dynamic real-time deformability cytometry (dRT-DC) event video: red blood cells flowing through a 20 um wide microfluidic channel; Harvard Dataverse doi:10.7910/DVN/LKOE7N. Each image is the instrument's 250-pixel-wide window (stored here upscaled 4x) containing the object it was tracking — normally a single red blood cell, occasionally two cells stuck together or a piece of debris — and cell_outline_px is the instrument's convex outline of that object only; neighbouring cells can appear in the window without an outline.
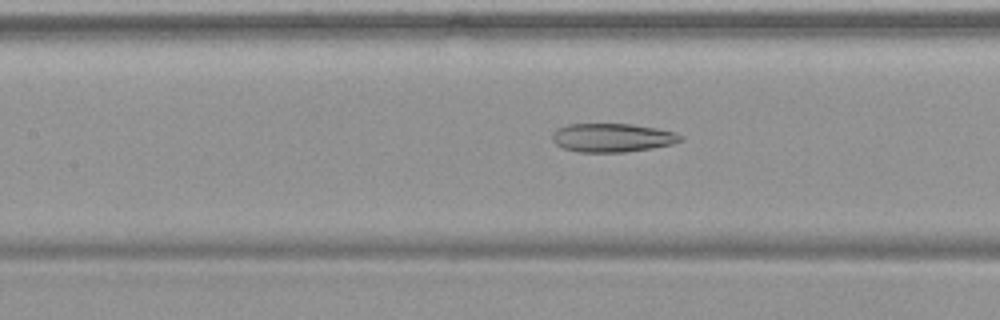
{"species": "common noctule bat (a hibernating species)", "species_latin": "Nyctalus noctula", "temperature_condition": "warm", "stored_images_in_passage": 54, "camera_frame_rate_fps": 3000, "um_per_image_px": 0.085, "animal": {"sex": "female", "body_mass_g": 19.9}, "frame": {"image": 1, "passage_image": 25, "time_ms": 8.0, "image_size_px": [1000, 320], "cell_outline_px": [[684, 140], [672, 144], [652, 148], [624, 152], [580, 152], [564, 148], [556, 144], [552, 140], [552, 132], [556, 128], [568, 124], [632, 124], [656, 128], [676, 132], [684, 136]], "centroid_in_image_um": [52.06, 11.7], "position_along_channel_um": 155.3, "area_um2": 21.56}}
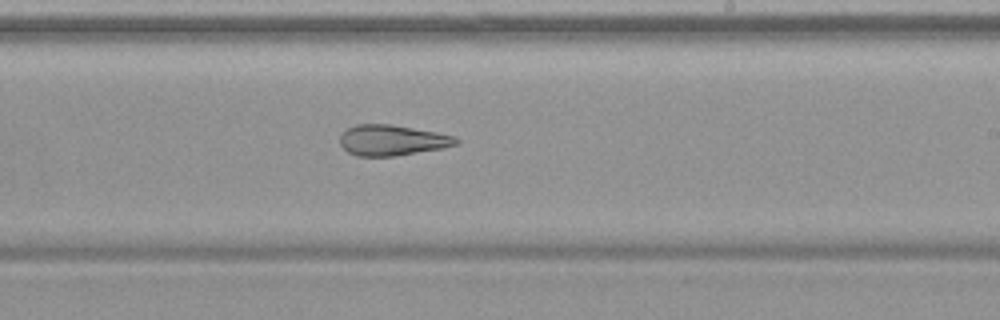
{"frame": {"image": 2, "passage_image": 33, "time_ms": 10.667, "image_size_px": [1000, 320], "cell_outline_px": [[460, 144], [444, 148], [396, 156], [356, 156], [348, 152], [340, 144], [340, 136], [348, 128], [356, 124], [388, 124], [436, 132], [456, 136], [460, 140]], "centroid_in_image_um": [33.37, 11.93], "position_along_channel_um": 255.6, "area_um2": 20.81}}
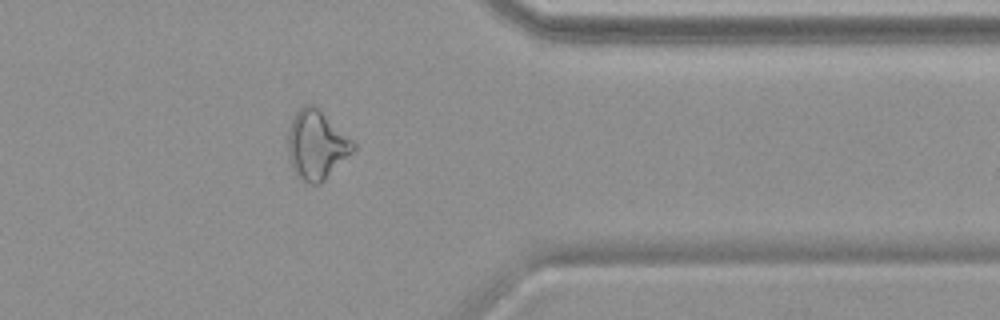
{"frame": {"image": 3, "passage_image": 44, "time_ms": 14.333, "image_size_px": [1000, 320], "cell_outline_px": [[356, 148], [320, 184], [308, 184], [300, 180], [296, 176], [288, 160], [288, 128], [296, 112], [304, 104], [312, 104], [352, 140], [356, 144]], "centroid_in_image_um": [26.86, 12.36], "position_along_channel_um": 384.5, "area_um2": 25.95}, "authors_computed_cell_mechanics": {"area_um2": 26.8192, "velocity_mm_per_s": 3.7904, "shape_relaxation_time_tau1_ms": null, "shape_relaxation_time_tau2_ms": 3.9175, "deformation_change_tau1": null, "deformation_change_tau2": 0.1396}}